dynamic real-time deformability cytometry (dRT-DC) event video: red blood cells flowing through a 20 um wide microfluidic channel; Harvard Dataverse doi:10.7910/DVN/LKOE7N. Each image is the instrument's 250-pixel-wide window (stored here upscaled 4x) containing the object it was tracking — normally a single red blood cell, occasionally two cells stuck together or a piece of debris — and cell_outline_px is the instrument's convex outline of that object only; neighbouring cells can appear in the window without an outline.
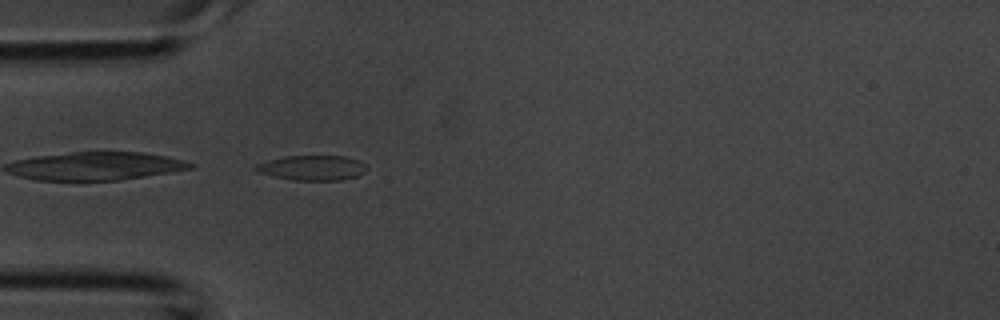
{"species": "common noctule bat (a hibernating species)", "species_latin": "Nyctalus noctula", "temperature_condition": "room temperature", "stored_images_in_passage": 4, "camera_frame_rate_fps": 3000, "um_per_image_px": 0.085, "animal": {"sex": "male", "body_mass_g": 20.1, "forearm_length_mm": 53.5}, "frame": {"image": 1, "passage_image": 4, "time_ms": 1.0, "image_size_px": [1000, 320], "cell_outline_px": [[368, 168], [364, 172], [356, 176], [340, 180], [296, 180], [272, 176], [260, 172], [252, 168], [256, 164], [268, 160], [284, 156], [344, 156], [356, 160], [364, 164]], "centroid_in_image_um": [26.51, 14.26], "position_along_channel_um": 58.5, "area_um2": 15.95}}